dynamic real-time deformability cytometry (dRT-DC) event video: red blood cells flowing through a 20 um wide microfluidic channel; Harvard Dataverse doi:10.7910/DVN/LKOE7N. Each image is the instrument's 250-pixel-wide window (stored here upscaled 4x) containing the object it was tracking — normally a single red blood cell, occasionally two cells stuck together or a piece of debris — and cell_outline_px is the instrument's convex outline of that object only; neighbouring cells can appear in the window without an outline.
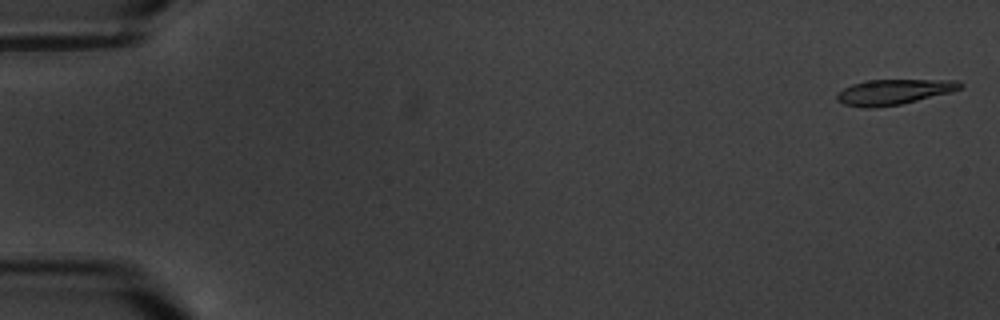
{"species": "common noctule bat (a hibernating species)", "species_latin": "Nyctalus noctula", "temperature_condition": "warm", "stored_images_in_passage": 7, "segment_of_instrument_passage": [1, 2], "camera_frame_rate_fps": 3000, "um_per_image_px": 0.085, "animal": {"sex": "male", "body_mass_g": 20.1, "forearm_length_mm": 53.5}, "frame": {"image": 1, "passage_image": 1, "time_ms": 0.0, "image_size_px": [1000, 320], "cell_outline_px": [[964, 84], [960, 88], [952, 92], [900, 104], [872, 108], [860, 108], [844, 104], [836, 100], [836, 96], [844, 88], [852, 84], [864, 80], [960, 80]], "centroid_in_image_um": [75.97, 7.81], "position_along_channel_um": 9.0, "area_um2": 18.21}}
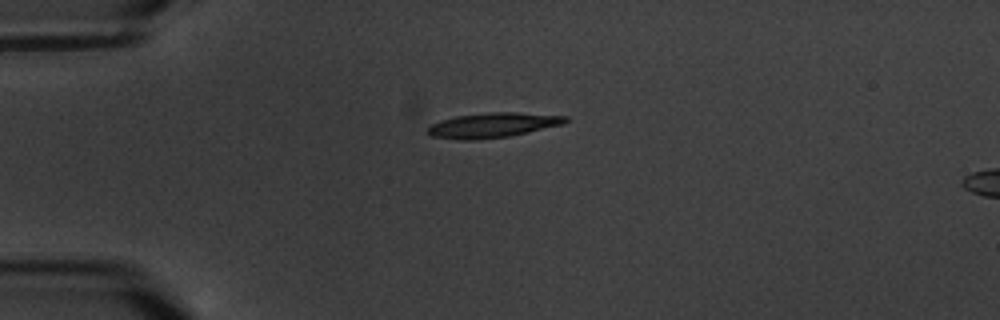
{"frame": {"image": 2, "passage_image": 5, "time_ms": 4.667, "image_size_px": [1000, 320], "cell_outline_px": [[568, 120], [560, 124], [528, 132], [508, 136], [476, 140], [460, 140], [432, 136], [424, 132], [432, 124], [440, 120], [456, 116], [488, 112], [516, 112], [568, 116]], "centroid_in_image_um": [41.82, 10.64], "position_along_channel_um": 43.2, "area_um2": 19.83}}